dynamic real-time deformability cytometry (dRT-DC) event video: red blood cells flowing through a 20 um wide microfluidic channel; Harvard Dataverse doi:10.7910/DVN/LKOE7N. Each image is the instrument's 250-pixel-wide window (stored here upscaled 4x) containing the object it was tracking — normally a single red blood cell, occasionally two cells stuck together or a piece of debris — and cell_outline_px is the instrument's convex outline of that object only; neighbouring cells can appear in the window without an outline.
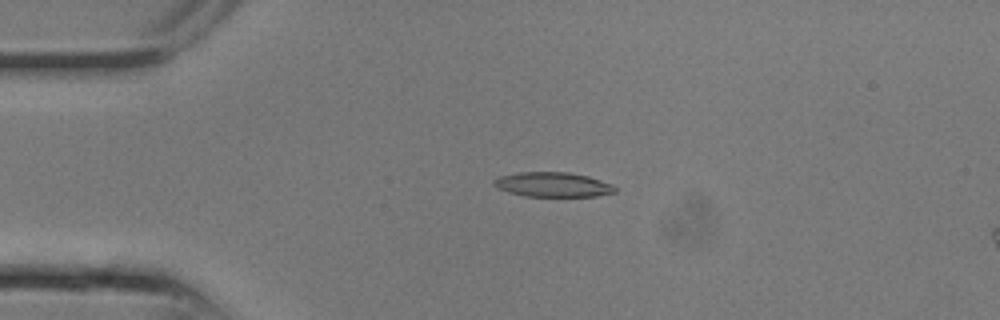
{"species": "common noctule bat (a hibernating species)", "species_latin": "Nyctalus noctula", "temperature_condition": "room temperature", "stored_images_in_passage": 4, "camera_frame_rate_fps": 3000, "um_per_image_px": 0.085, "animal": {"sex": "male", "body_mass_g": 13.3}, "frame": {"image": 1, "passage_image": 1, "time_ms": 0.0, "image_size_px": [1000, 320], "cell_outline_px": [[616, 192], [596, 196], [524, 196], [508, 192], [496, 188], [492, 184], [492, 180], [500, 176], [520, 172], [568, 172], [588, 176], [612, 184], [616, 188]], "centroid_in_image_um": [46.96, 15.69], "position_along_channel_um": 38.0, "area_um2": 17.46}}
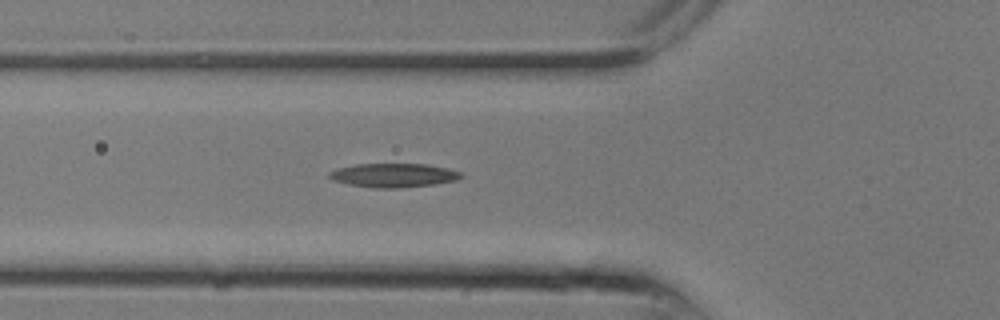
{"frame": {"image": 2, "passage_image": 4, "time_ms": 1.0, "image_size_px": [1000, 320], "cell_outline_px": [[464, 176], [456, 180], [436, 184], [396, 188], [372, 188], [348, 184], [332, 180], [328, 176], [328, 172], [336, 168], [356, 164], [428, 164], [448, 168], [464, 172]], "centroid_in_image_um": [33.47, 14.89], "position_along_channel_um": 92.3, "area_um2": 18.61}}